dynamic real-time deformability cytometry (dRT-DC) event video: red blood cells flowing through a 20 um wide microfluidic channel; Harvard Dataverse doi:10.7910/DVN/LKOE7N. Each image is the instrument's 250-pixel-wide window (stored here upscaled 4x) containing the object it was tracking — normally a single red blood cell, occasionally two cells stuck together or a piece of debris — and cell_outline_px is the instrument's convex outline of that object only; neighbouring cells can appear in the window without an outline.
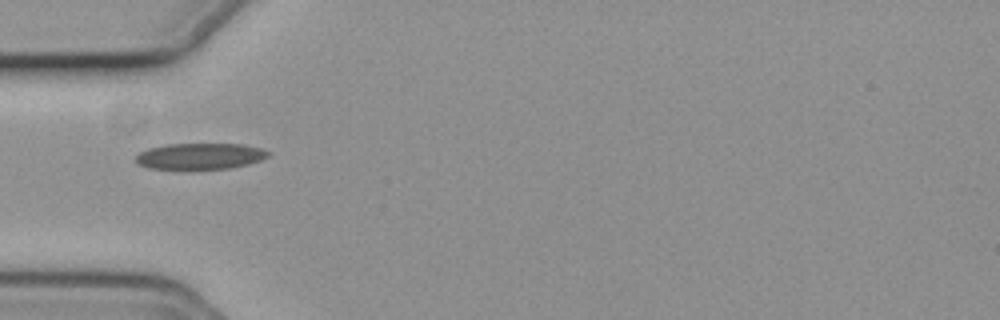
{"species": "common noctule bat (a hibernating species)", "species_latin": "Nyctalus noctula", "temperature_condition": "cold", "stored_images_in_passage": 36, "camera_frame_rate_fps": 3000, "um_per_image_px": 0.085, "animal": {"sex": "female", "body_mass_g": 19.3, "forearm_length_mm": 54.1}, "frame": {"image": 1, "passage_image": 1, "time_ms": 0.0, "image_size_px": [1000, 320], "cell_outline_px": [[268, 156], [260, 160], [248, 164], [232, 168], [148, 168], [136, 164], [136, 156], [140, 152], [148, 148], [168, 144], [244, 144], [260, 148], [268, 152]], "centroid_in_image_um": [16.98, 13.26], "position_along_channel_um": 68.0, "area_um2": 19.88}}
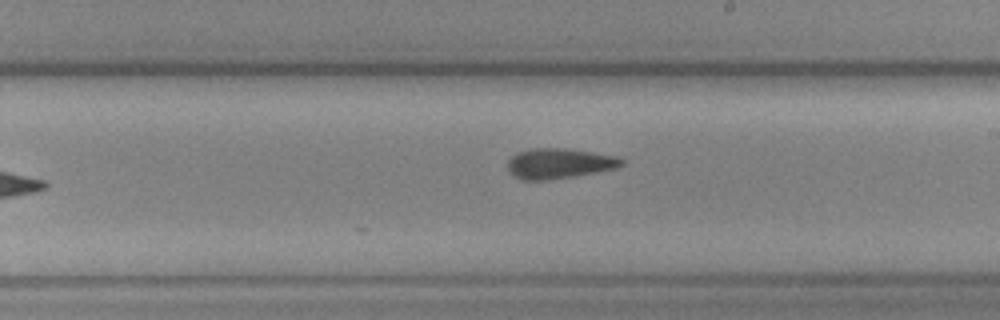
{"frame": {"image": 2, "passage_image": 15, "time_ms": 4.667, "image_size_px": [1000, 320], "cell_outline_px": [[624, 164], [616, 168], [596, 172], [548, 180], [520, 180], [512, 176], [508, 172], [508, 160], [516, 152], [532, 148], [564, 148], [592, 152], [616, 156], [624, 160]], "centroid_in_image_um": [47.48, 13.89], "position_along_channel_um": 241.5, "area_um2": 20.17}}
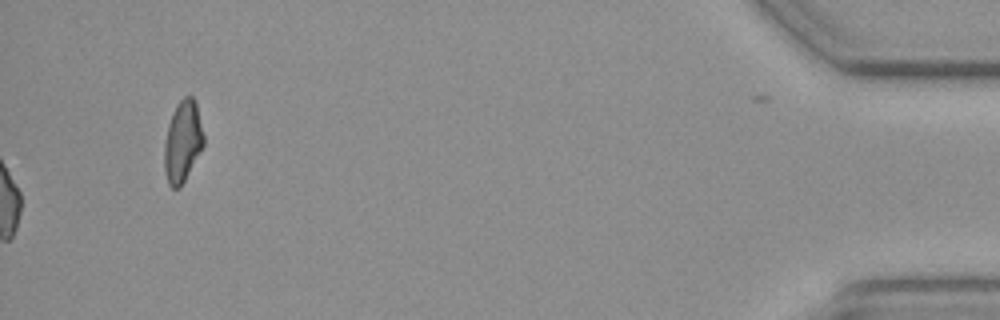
{"frame": {"image": 3, "passage_image": 36, "time_ms": 11.667, "image_size_px": [1000, 320], "cell_outline_px": [[204, 144], [180, 188], [172, 188], [168, 184], [164, 168], [164, 144], [168, 124], [176, 104], [184, 96], [192, 96], [196, 100], [204, 136]], "centroid_in_image_um": [15.52, 12.0], "position_along_channel_um": 419.7, "area_um2": 18.67}, "authors_computed_cell_mechanics": {"area_um2": 19.7676, "velocity_mm_per_s": 3.7151, "shape_relaxation_time_tau1_ms": null, "shape_relaxation_time_tau2_ms": 4.0895, "deformation_change_tau1": null, "deformation_change_tau2": 0.0969}}